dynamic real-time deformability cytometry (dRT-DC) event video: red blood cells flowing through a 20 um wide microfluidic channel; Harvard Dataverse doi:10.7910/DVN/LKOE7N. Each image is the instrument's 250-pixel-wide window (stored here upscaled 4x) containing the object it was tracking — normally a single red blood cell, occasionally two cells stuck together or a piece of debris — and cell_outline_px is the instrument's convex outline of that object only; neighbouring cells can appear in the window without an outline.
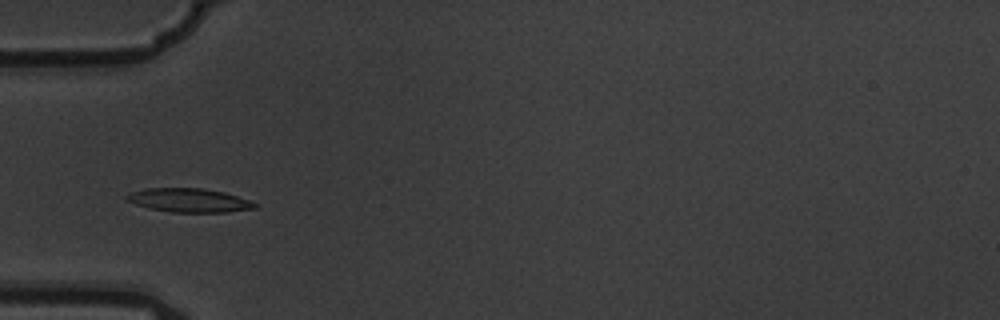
{"species": "common noctule bat (a hibernating species)", "species_latin": "Nyctalus noctula", "temperature_condition": "warm", "stored_images_in_passage": 6, "camera_frame_rate_fps": 3000, "um_per_image_px": 0.085, "animal": {"sex": "male", "body_mass_g": 19.5, "forearm_length_mm": 54.6}, "frame": {"image": 1, "passage_image": 4, "time_ms": 1.0, "image_size_px": [1000, 320], "cell_outline_px": [[260, 204], [256, 208], [228, 212], [172, 212], [148, 208], [136, 204], [128, 200], [124, 196], [132, 192], [148, 188], [200, 188], [224, 192]], "centroid_in_image_um": [16.1, 17.03], "position_along_channel_um": 68.9, "area_um2": 17.63}}
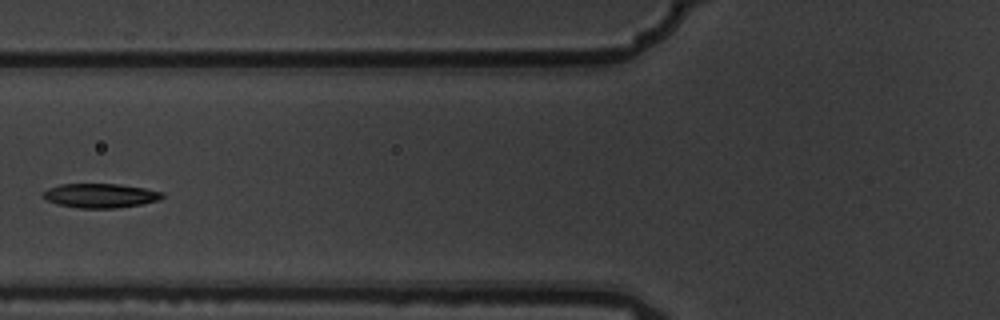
{"frame": {"image": 2, "passage_image": 5, "time_ms": 1.333, "image_size_px": [1000, 320], "cell_outline_px": [[164, 196], [160, 200], [140, 204], [116, 208], [80, 208], [56, 204], [40, 196], [40, 192], [48, 188], [60, 184], [120, 184], [144, 188], [164, 192]], "centroid_in_image_um": [8.5, 16.62], "position_along_channel_um": 117.3, "area_um2": 16.99}}
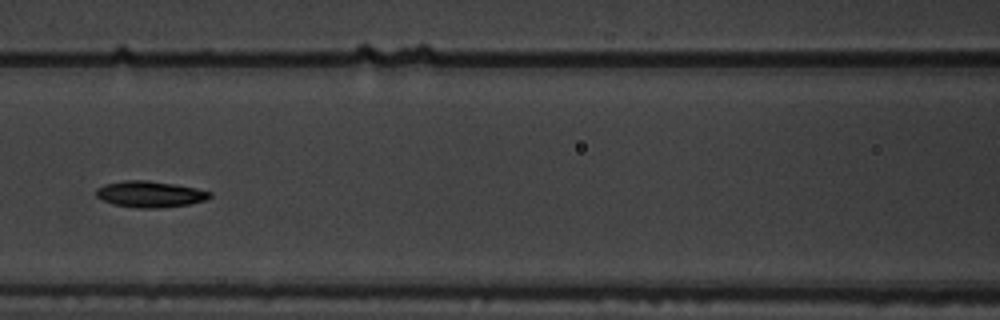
{"frame": {"image": 3, "passage_image": 6, "time_ms": 1.667, "image_size_px": [1000, 320], "cell_outline_px": [[212, 196], [208, 200], [188, 204], [160, 208], [136, 208], [112, 204], [96, 196], [96, 188], [104, 184], [124, 180], [148, 180], [176, 184], [196, 188], [212, 192]], "centroid_in_image_um": [12.77, 16.5], "position_along_channel_um": 153.8, "area_um2": 17.57}}